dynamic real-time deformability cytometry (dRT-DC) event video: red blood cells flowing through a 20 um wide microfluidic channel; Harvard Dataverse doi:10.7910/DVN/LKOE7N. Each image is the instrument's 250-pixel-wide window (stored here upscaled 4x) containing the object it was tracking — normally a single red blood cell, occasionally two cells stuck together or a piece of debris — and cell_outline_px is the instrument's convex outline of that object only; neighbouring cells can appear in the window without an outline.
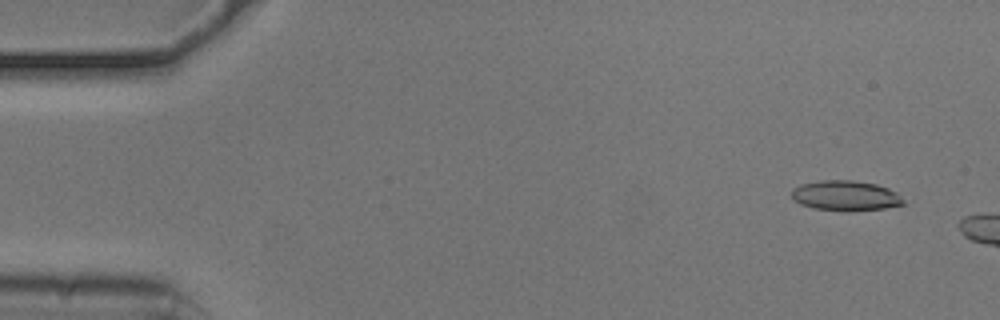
{"species": "common noctule bat (a hibernating species)", "species_latin": "Nyctalus noctula", "temperature_condition": "cold", "stored_images_in_passage": 9, "camera_frame_rate_fps": 3000, "um_per_image_px": 0.085, "animal": {"sex": "male", "body_mass_g": 20.5, "forearm_length_mm": 52.5}, "frame": {"image": 1, "passage_image": 4, "time_ms": 1.0, "image_size_px": [1000, 320], "cell_outline_px": [[904, 204], [884, 208], [848, 212], [812, 208], [800, 204], [792, 196], [792, 188], [800, 184], [820, 180], [852, 180], [876, 184], [888, 188], [896, 192], [904, 200]], "centroid_in_image_um": [71.86, 16.63], "position_along_channel_um": 13.1, "area_um2": 19.77}}